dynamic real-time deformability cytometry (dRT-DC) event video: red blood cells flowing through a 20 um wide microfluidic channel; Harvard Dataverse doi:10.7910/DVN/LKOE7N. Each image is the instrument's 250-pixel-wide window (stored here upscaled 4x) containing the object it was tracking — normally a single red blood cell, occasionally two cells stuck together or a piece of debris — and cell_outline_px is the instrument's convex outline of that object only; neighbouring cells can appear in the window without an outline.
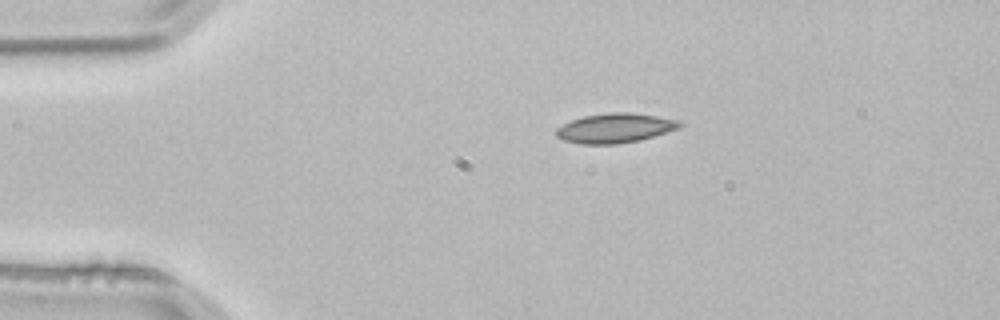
{"species": "common noctule bat (a hibernating species)", "species_latin": "Nyctalus noctula", "temperature_condition": "room temperature", "stored_images_in_passage": 2, "camera_frame_rate_fps": 3000, "um_per_image_px": 0.085, "animal": {"sex": "male", "body_mass_g": 21.5, "forearm_length_mm": 52.0}, "frame": {"image": 1, "passage_image": 1, "time_ms": 0.0, "image_size_px": [1000, 320], "cell_outline_px": [[684, 124], [680, 128], [640, 140], [616, 144], [580, 144], [564, 140], [556, 136], [556, 128], [572, 120], [584, 116], [608, 112], [632, 112], [680, 120]], "centroid_in_image_um": [52.31, 10.88], "position_along_channel_um": 32.7, "area_um2": 21.33}}